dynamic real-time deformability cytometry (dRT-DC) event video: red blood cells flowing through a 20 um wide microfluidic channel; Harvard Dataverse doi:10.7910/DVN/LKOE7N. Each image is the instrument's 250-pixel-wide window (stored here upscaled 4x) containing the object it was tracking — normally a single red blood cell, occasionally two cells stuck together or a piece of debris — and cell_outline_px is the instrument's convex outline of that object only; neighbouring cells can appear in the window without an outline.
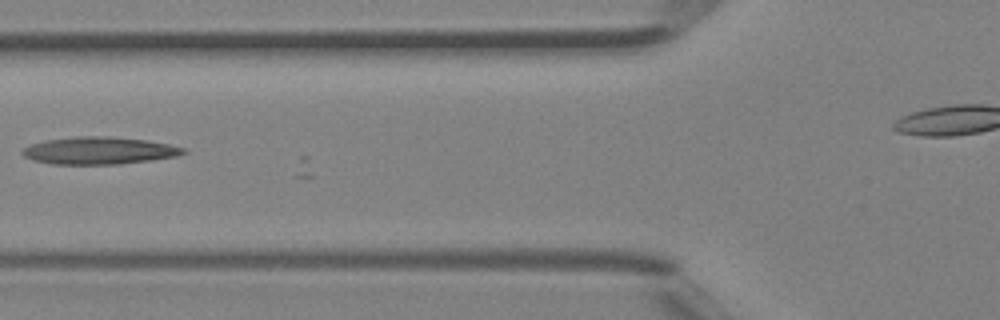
{"species": "Egyptian fruit bat (a non-hibernating species)", "species_latin": "Rousettus aegyptiacus", "temperature_condition": "room temperature", "stored_images_in_passage": 5, "camera_frame_rate_fps": 3000, "um_per_image_px": 0.085, "animal": {"sex": "female"}, "frame": {"image": 1, "passage_image": 4, "time_ms": 1.0, "image_size_px": [1000, 320], "cell_outline_px": [[188, 152], [176, 156], [152, 160], [120, 164], [52, 164], [32, 160], [24, 156], [20, 152], [24, 148], [32, 144], [44, 140], [76, 136], [108, 136], [144, 140], [168, 144], [184, 148]], "centroid_in_image_um": [8.4, 12.8], "position_along_channel_um": 117.4, "area_um2": 25.61}}